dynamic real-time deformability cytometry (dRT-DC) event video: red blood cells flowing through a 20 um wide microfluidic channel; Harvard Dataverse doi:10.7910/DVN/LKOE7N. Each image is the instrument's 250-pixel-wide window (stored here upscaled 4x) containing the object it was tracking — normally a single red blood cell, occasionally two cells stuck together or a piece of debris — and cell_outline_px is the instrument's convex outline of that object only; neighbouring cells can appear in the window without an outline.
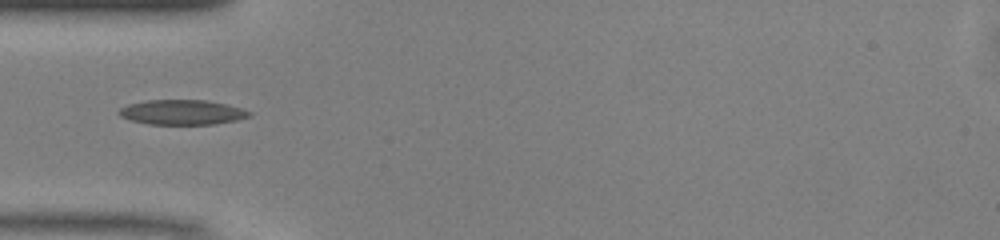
{"species": "common noctule bat (a hibernating species)", "species_latin": "Nyctalus noctula", "temperature_condition": "warm", "stored_images_in_passage": 35, "camera_frame_rate_fps": 3000, "um_per_image_px": 0.085, "animal": {"sex": "male", "body_mass_g": 13.0, "forearm_length_mm": 53.1}, "frame": {"image": 1, "passage_image": 1, "time_ms": 0.0, "image_size_px": [1000, 240], "cell_outline_px": [[252, 116], [236, 120], [216, 124], [148, 124], [132, 120], [120, 116], [116, 112], [120, 108], [128, 104], [148, 100], [204, 100], [244, 108], [252, 112]], "centroid_in_image_um": [15.5, 9.54], "position_along_channel_um": 69.5, "area_um2": 18.9}}
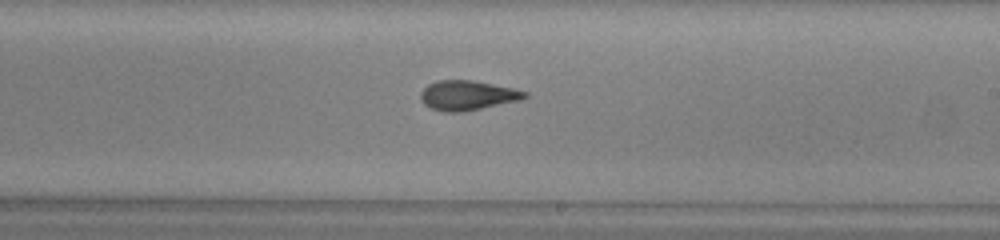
{"frame": {"image": 2, "passage_image": 14, "time_ms": 4.333, "image_size_px": [1000, 240], "cell_outline_px": [[528, 96], [520, 100], [460, 112], [444, 112], [432, 108], [424, 104], [420, 96], [420, 92], [428, 84], [440, 80], [472, 80], [512, 88], [528, 92]], "centroid_in_image_um": [39.72, 8.1], "position_along_channel_um": 249.3, "area_um2": 17.74}}
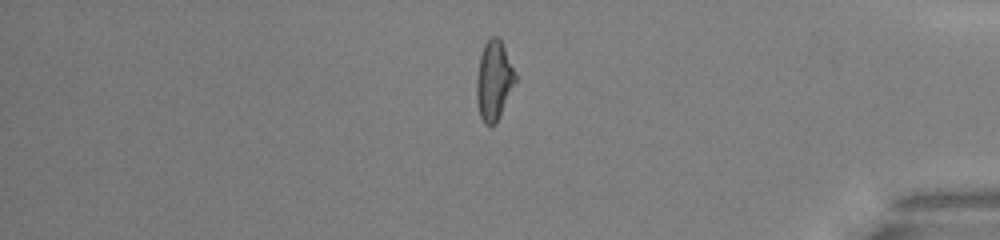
{"frame": {"image": 3, "passage_image": 27, "time_ms": 8.667, "image_size_px": [1000, 240], "cell_outline_px": [[516, 80], [500, 116], [496, 124], [488, 128], [484, 124], [480, 116], [476, 100], [476, 80], [480, 56], [484, 44], [492, 36], [496, 36], [500, 40], [504, 48], [516, 76]], "centroid_in_image_um": [41.95, 6.91], "position_along_channel_um": 393.2, "area_um2": 17.8}}